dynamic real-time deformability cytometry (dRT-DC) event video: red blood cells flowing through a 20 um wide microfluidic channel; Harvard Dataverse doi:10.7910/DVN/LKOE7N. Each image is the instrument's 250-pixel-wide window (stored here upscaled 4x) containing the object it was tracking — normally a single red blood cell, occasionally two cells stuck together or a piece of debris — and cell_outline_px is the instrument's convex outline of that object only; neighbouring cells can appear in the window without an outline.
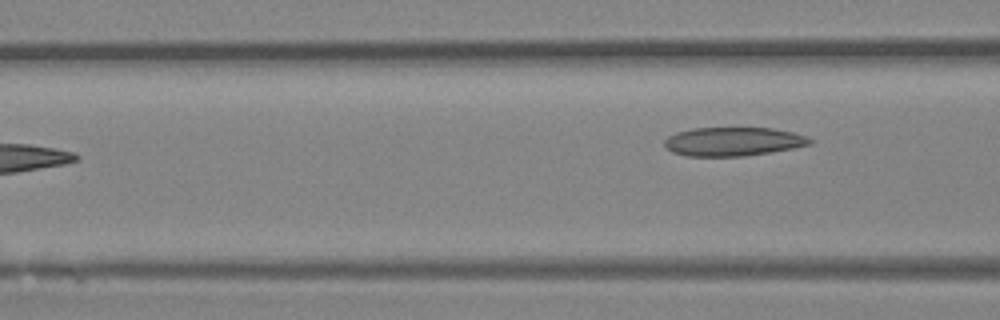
{"species": "Egyptian fruit bat (a non-hibernating species)", "species_latin": "Rousettus aegyptiacus", "temperature_condition": "room temperature", "stored_images_in_passage": 7, "camera_frame_rate_fps": 3000, "um_per_image_px": 0.085, "animal": {"sex": "female"}, "frame": {"image": 1, "passage_image": 7, "time_ms": 7.0, "image_size_px": [1000, 320], "cell_outline_px": [[812, 140], [808, 144], [792, 148], [772, 152], [744, 156], [688, 156], [672, 152], [664, 144], [664, 140], [668, 136], [676, 132], [692, 128], [772, 128], [792, 132], [808, 136]], "centroid_in_image_um": [62.29, 12.03], "position_along_channel_um": 104.3, "area_um2": 24.28}}